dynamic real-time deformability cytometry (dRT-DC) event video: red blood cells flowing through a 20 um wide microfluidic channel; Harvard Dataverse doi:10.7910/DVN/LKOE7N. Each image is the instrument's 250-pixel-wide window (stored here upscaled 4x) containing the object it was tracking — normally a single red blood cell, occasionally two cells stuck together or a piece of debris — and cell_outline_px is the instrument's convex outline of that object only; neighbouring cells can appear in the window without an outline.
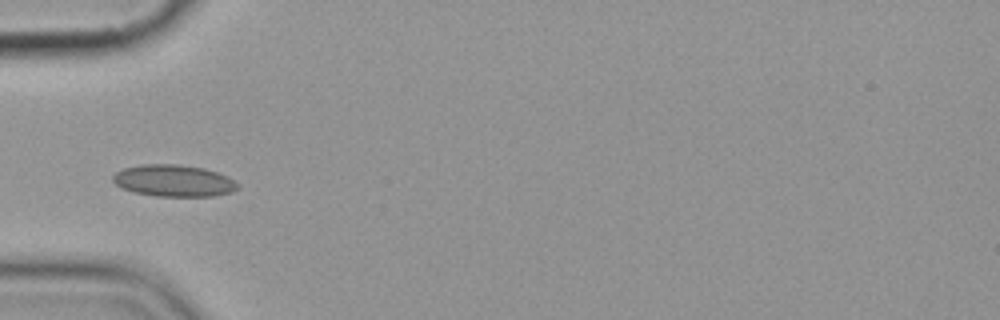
{"species": "common noctule bat (a hibernating species)", "species_latin": "Nyctalus noctula", "temperature_condition": "cold", "stored_images_in_passage": 8, "camera_frame_rate_fps": 3000, "um_per_image_px": 0.085, "animal": {"sex": "female", "body_mass_g": 19.9}, "frame": {"image": 1, "passage_image": 2, "time_ms": 1.333, "image_size_px": [1000, 320], "cell_outline_px": [[240, 184], [232, 192], [212, 196], [156, 196], [136, 192], [120, 188], [112, 180], [112, 176], [116, 172], [124, 168], [140, 164], [180, 164], [204, 168], [216, 172]], "centroid_in_image_um": [14.72, 15.35], "position_along_channel_um": 70.3, "area_um2": 23.0}}
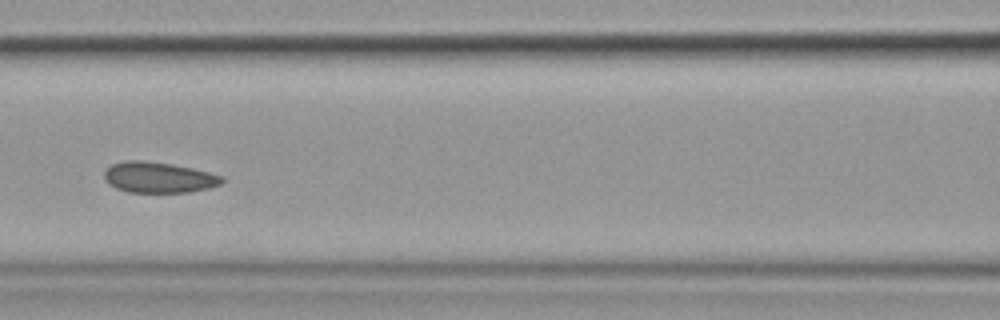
{"frame": {"image": 2, "passage_image": 4, "time_ms": 3.667, "image_size_px": [1000, 320], "cell_outline_px": [[224, 180], [220, 184], [208, 188], [188, 192], [128, 192], [116, 188], [108, 184], [104, 180], [104, 172], [112, 164], [124, 160], [140, 160], [172, 164], [192, 168], [224, 176]], "centroid_in_image_um": [13.46, 15.08], "position_along_channel_um": 153.1, "area_um2": 21.1}}
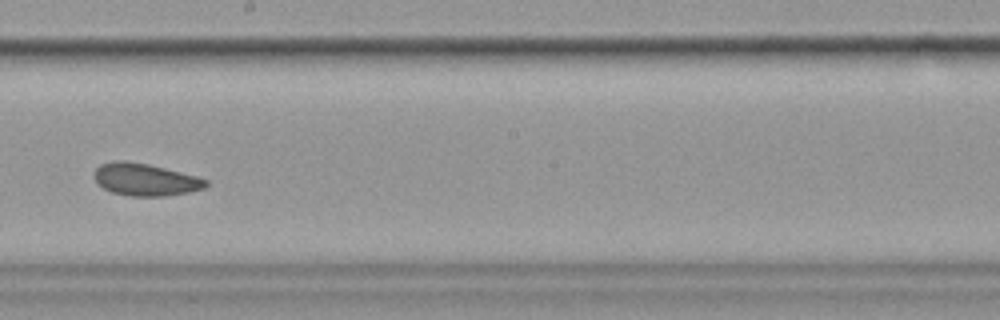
{"frame": {"image": 3, "passage_image": 6, "time_ms": 6.0, "image_size_px": [1000, 320], "cell_outline_px": [[208, 184], [204, 188], [188, 192], [164, 196], [128, 196], [112, 192], [96, 184], [92, 176], [92, 172], [100, 164], [112, 160], [124, 160], [148, 164], [196, 176], [208, 180]], "centroid_in_image_um": [12.27, 15.25], "position_along_channel_um": 235.9, "area_um2": 21.21}}